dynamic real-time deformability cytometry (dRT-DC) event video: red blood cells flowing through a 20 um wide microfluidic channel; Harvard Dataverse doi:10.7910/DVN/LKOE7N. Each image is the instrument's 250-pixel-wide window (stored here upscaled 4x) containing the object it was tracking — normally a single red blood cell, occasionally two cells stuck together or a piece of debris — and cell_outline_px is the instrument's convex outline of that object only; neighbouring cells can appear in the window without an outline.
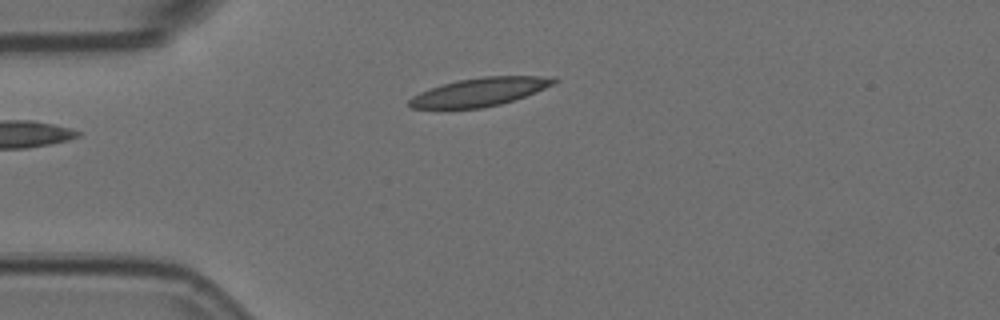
{"species": "Egyptian fruit bat (a non-hibernating species)", "species_latin": "Rousettus aegyptiacus", "temperature_condition": "room temperature", "stored_images_in_passage": 3, "camera_frame_rate_fps": 3000, "um_per_image_px": 0.085, "animal": {"sex": "female"}, "frame": {"image": 1, "passage_image": 3, "time_ms": 0.667, "image_size_px": [1000, 320], "cell_outline_px": [[560, 80], [536, 92], [500, 104], [484, 108], [412, 108], [408, 104], [408, 100], [412, 96], [420, 92], [444, 84], [460, 80], [484, 76], [556, 76]], "centroid_in_image_um": [40.81, 7.81], "position_along_channel_um": 44.2, "area_um2": 23.58}}